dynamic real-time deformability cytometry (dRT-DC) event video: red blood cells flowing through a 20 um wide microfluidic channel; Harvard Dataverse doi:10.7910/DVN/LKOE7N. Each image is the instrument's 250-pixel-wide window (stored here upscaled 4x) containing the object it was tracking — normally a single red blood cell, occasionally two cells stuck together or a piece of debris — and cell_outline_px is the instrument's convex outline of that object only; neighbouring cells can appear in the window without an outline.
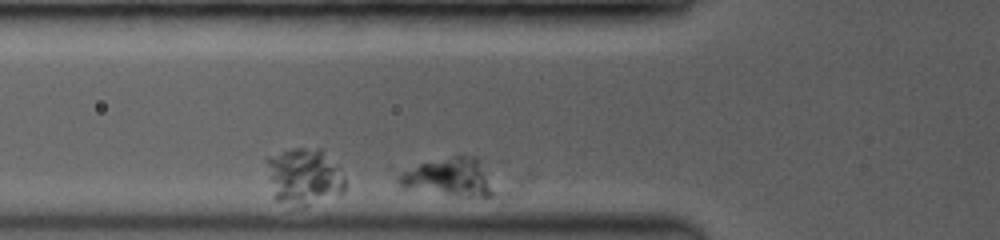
{"species": "common noctule bat (a hibernating species)", "species_latin": "Nyctalus noctula", "temperature_condition": "room temperature", "stored_images_in_passage": 8, "camera_frame_rate_fps": 3500, "um_per_image_px": 0.085, "animal": {"sex": "female", "body_mass_g": 19.0, "forearm_length_mm": 53.3}, "frame": {"image": 1, "passage_image": 2, "time_ms": 0.571, "image_size_px": [1000, 240], "cell_outline_px": [[508, 192], [500, 196], [456, 196], [400, 188], [396, 184], [388, 168], [388, 164], [456, 156], [476, 156]], "centroid_in_image_um": [38.04, 15.03], "position_along_channel_um": 87.8, "area_um2": 25.37}}